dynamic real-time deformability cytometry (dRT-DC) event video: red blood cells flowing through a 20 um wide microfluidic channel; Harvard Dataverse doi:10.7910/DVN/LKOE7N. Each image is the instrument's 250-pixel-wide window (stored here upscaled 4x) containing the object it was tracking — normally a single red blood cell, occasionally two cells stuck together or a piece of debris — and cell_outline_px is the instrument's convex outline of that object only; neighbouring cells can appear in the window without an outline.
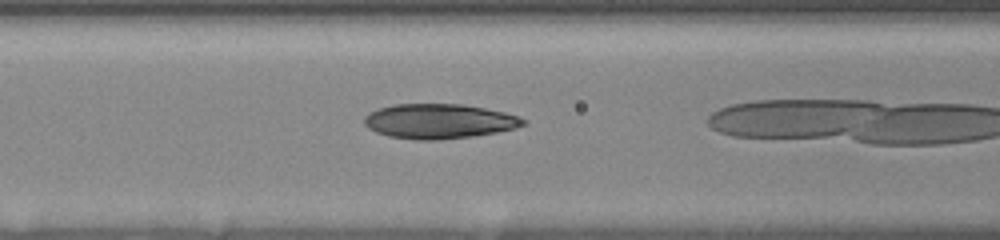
{"species": "human", "species_latin": "Homo sapiens", "temperature_condition": "room temperature", "stored_images_in_passage": 11, "camera_frame_rate_fps": 3000, "um_per_image_px": 0.085, "donor": {"sex": "female"}, "frame": {"image": 1, "passage_image": 4, "time_ms": 1.0, "image_size_px": [1000, 240], "cell_outline_px": [[524, 124], [516, 128], [496, 132], [472, 136], [436, 140], [416, 140], [388, 136], [376, 132], [368, 128], [364, 124], [364, 116], [380, 108], [396, 104], [464, 104], [504, 112], [516, 116], [524, 120]], "centroid_in_image_um": [37.29, 10.31], "position_along_channel_um": 129.3, "area_um2": 31.91}}
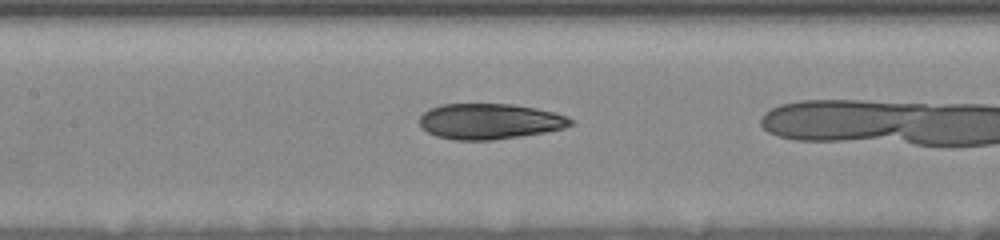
{"frame": {"image": 2, "passage_image": 7, "time_ms": 2.0, "image_size_px": [1000, 240], "cell_outline_px": [[572, 124], [564, 128], [544, 132], [520, 136], [492, 140], [456, 140], [436, 136], [428, 132], [420, 124], [420, 116], [428, 108], [440, 104], [512, 104], [536, 108], [556, 112], [572, 120]], "centroid_in_image_um": [41.6, 10.31], "position_along_channel_um": 165.8, "area_um2": 31.27}}
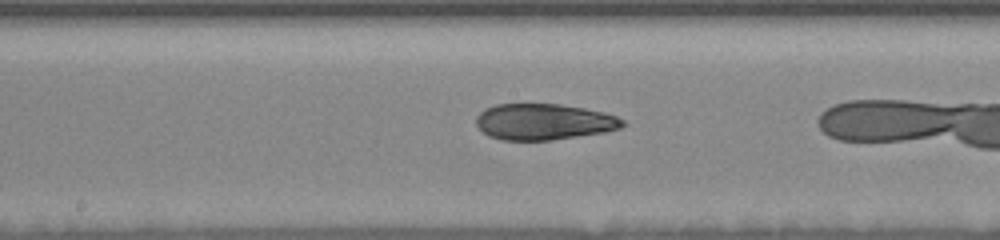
{"frame": {"image": 3, "passage_image": 10, "time_ms": 3.0, "image_size_px": [1000, 240], "cell_outline_px": [[628, 124], [620, 128], [604, 132], [552, 140], [504, 140], [488, 136], [476, 124], [476, 116], [484, 108], [496, 104], [560, 104], [584, 108], [604, 112], [616, 116], [624, 120]], "centroid_in_image_um": [46.23, 10.35], "position_along_channel_um": 202.0, "area_um2": 30.92}}